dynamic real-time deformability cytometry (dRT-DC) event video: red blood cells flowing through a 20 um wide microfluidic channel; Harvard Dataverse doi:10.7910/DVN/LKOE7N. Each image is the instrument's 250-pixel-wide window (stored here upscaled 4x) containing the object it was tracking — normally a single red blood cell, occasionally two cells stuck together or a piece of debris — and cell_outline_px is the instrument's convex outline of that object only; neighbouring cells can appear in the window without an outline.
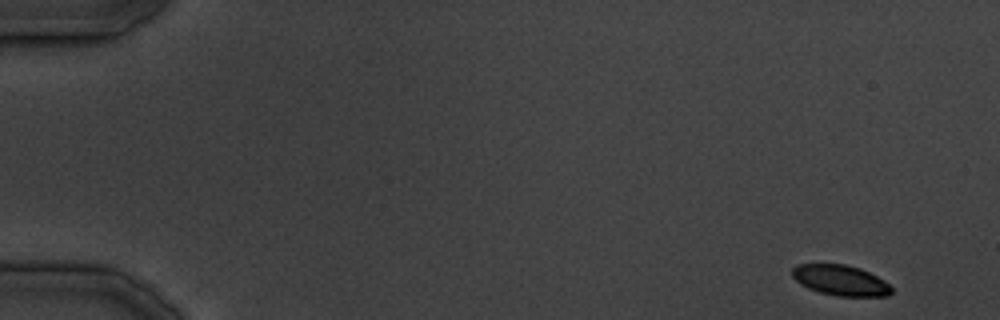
{"species": "common noctule bat (a hibernating species)", "species_latin": "Nyctalus noctula", "temperature_condition": "cold", "stored_images_in_passage": 6, "camera_frame_rate_fps": 3000, "um_per_image_px": 0.085, "animal": {"sex": "male", "body_mass_g": 19.5, "forearm_length_mm": 54.6}, "frame": {"image": 1, "passage_image": 1, "time_ms": 0.0, "image_size_px": [1000, 320], "cell_outline_px": [[892, 292], [888, 296], [836, 296], [820, 292], [808, 288], [800, 284], [792, 276], [792, 268], [796, 264], [844, 264], [860, 268], [884, 280], [892, 288]], "centroid_in_image_um": [71.43, 23.82], "position_along_channel_um": 13.6, "area_um2": 17.63}}